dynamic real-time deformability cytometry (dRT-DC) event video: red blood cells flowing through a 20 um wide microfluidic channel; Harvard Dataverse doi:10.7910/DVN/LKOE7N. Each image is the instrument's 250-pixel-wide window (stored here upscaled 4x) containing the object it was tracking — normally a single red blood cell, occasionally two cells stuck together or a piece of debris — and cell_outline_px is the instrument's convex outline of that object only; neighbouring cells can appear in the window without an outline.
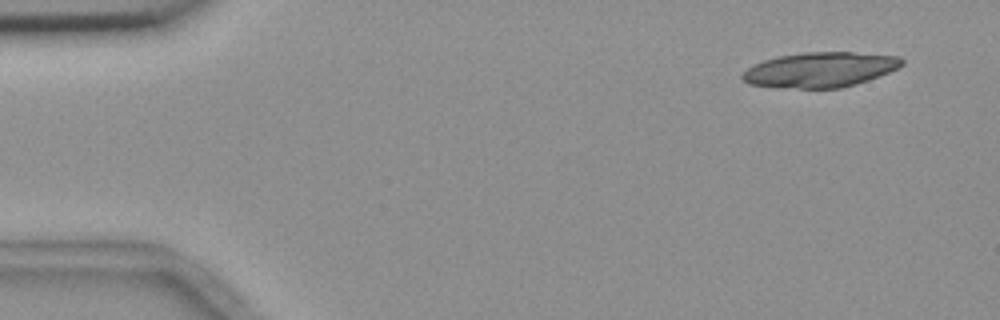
{"species": "common noctule bat (a hibernating species)", "species_latin": "Nyctalus noctula", "temperature_condition": "room temperature", "stored_images_in_passage": 5, "camera_frame_rate_fps": 3000, "um_per_image_px": 0.085, "animal": {"sex": "female", "body_mass_g": 18.4}, "frame": {"image": 1, "passage_image": 2, "time_ms": 1.0, "image_size_px": [1000, 320], "cell_outline_px": [[904, 64], [880, 76], [856, 84], [840, 88], [776, 88], [748, 84], [740, 76], [748, 68], [764, 60], [780, 56], [804, 52], [852, 52], [900, 56], [904, 60]], "centroid_in_image_um": [69.71, 5.93], "position_along_channel_um": 15.3, "area_um2": 32.6}}